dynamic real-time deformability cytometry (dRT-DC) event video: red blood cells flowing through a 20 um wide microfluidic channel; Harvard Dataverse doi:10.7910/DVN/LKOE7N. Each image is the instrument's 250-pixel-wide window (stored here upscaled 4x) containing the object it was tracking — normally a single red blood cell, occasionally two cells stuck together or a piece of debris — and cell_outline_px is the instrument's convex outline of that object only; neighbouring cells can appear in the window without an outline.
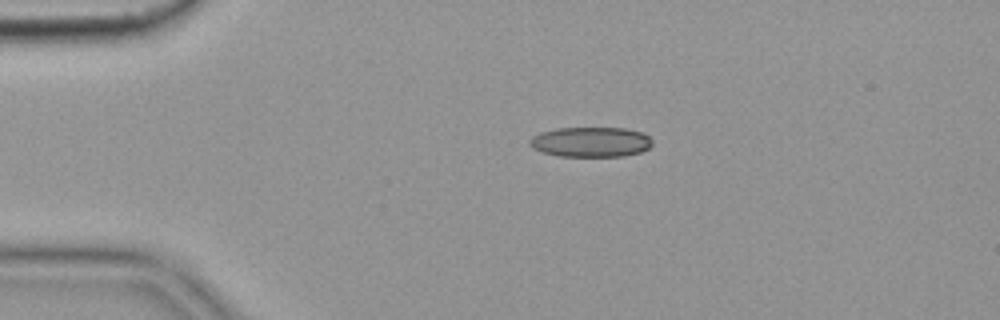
{"species": "common noctule bat (a hibernating species)", "species_latin": "Nyctalus noctula", "temperature_condition": "cold", "stored_images_in_passage": 4, "camera_frame_rate_fps": 3000, "um_per_image_px": 0.085, "animal": {"sex": "female", "body_mass_g": 19.9}, "frame": {"image": 1, "passage_image": 1, "time_ms": 0.0, "image_size_px": [1000, 320], "cell_outline_px": [[652, 144], [648, 148], [640, 152], [624, 156], [556, 156], [540, 152], [532, 148], [528, 144], [528, 140], [532, 136], [540, 132], [556, 128], [624, 128], [644, 132], [652, 140]], "centroid_in_image_um": [50.17, 12.07], "position_along_channel_um": 34.8, "area_um2": 21.73}}
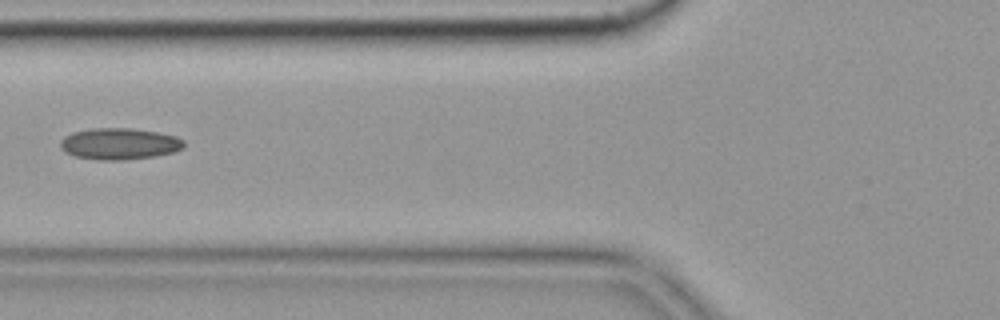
{"frame": {"image": 2, "passage_image": 4, "time_ms": 1.0, "image_size_px": [1000, 320], "cell_outline_px": [[184, 148], [172, 152], [152, 156], [124, 160], [96, 160], [76, 156], [64, 152], [60, 148], [60, 140], [64, 136], [72, 132], [92, 128], [132, 128], [156, 132], [176, 136], [184, 140]], "centroid_in_image_um": [10.11, 12.22], "position_along_channel_um": 115.7, "area_um2": 22.72}}